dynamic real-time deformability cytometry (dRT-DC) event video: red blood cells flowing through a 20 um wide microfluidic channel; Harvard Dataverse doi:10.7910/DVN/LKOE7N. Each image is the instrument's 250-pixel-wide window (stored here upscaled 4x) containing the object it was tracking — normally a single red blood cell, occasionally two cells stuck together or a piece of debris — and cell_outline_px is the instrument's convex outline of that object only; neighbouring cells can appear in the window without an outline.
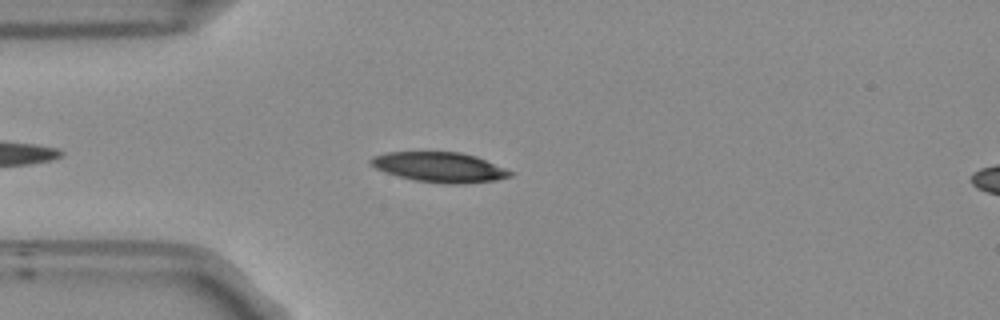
{"species": "Egyptian fruit bat (a non-hibernating species)", "species_latin": "Rousettus aegyptiacus", "temperature_condition": "room temperature", "stored_images_in_passage": 40, "camera_frame_rate_fps": 3000, "um_per_image_px": 0.085, "frame": {"image": 1, "passage_image": 6, "time_ms": 1.667, "image_size_px": [1000, 320], "cell_outline_px": [[512, 176], [496, 180], [464, 184], [448, 184], [416, 180], [384, 172], [368, 164], [368, 160], [372, 156], [388, 152], [460, 152], [476, 156], [504, 168], [512, 172]], "centroid_in_image_um": [37.33, 14.21], "position_along_channel_um": 47.7, "area_um2": 24.28}}
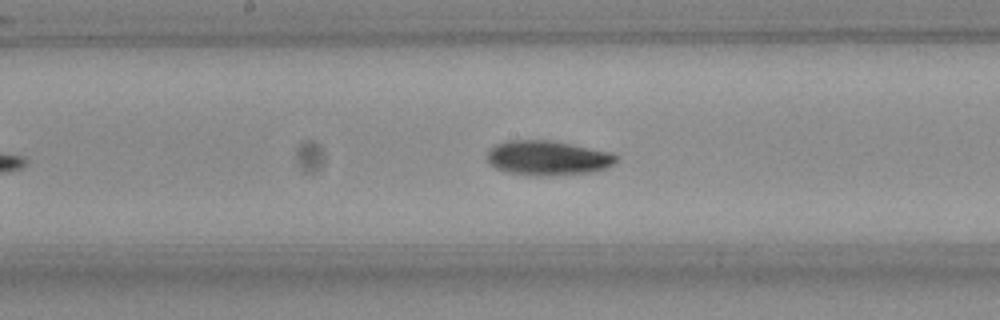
{"frame": {"image": 2, "passage_image": 19, "time_ms": 6.0, "image_size_px": [1000, 320], "cell_outline_px": [[616, 160], [612, 164], [604, 168], [592, 172], [540, 176], [528, 176], [508, 172], [496, 168], [488, 164], [488, 152], [496, 144], [508, 140], [552, 140], [612, 152], [616, 156]], "centroid_in_image_um": [46.53, 13.42], "position_along_channel_um": 201.7, "area_um2": 26.01}}
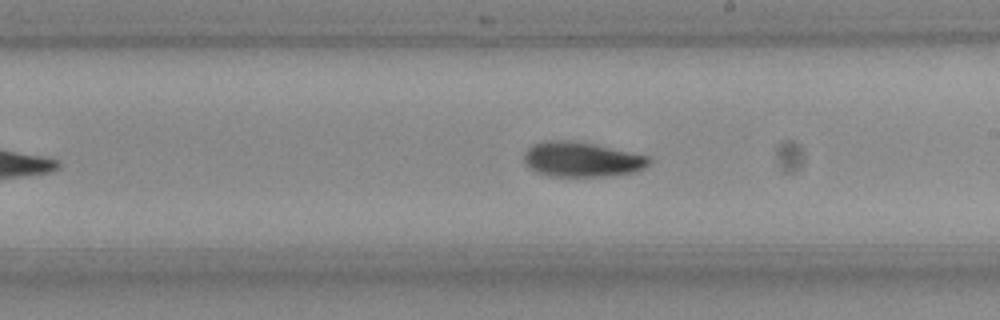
{"frame": {"image": 3, "passage_image": 22, "time_ms": 7.0, "image_size_px": [1000, 320], "cell_outline_px": [[652, 160], [644, 168], [632, 172], [604, 176], [552, 176], [536, 172], [524, 164], [524, 152], [532, 144], [544, 140], [568, 140], [592, 144], [648, 156]], "centroid_in_image_um": [49.38, 13.54], "position_along_channel_um": 239.6, "area_um2": 25.2}, "authors_computed_cell_mechanics": {"area_um2": 24.5361, "velocity_mm_per_s": 3.8017, "shape_relaxation_time_tau1_ms": 3.2879, "shape_relaxation_time_tau2_ms": 4.2322, "deformation_change_tau1": 0.1242, "deformation_change_tau2": 0.0888}}